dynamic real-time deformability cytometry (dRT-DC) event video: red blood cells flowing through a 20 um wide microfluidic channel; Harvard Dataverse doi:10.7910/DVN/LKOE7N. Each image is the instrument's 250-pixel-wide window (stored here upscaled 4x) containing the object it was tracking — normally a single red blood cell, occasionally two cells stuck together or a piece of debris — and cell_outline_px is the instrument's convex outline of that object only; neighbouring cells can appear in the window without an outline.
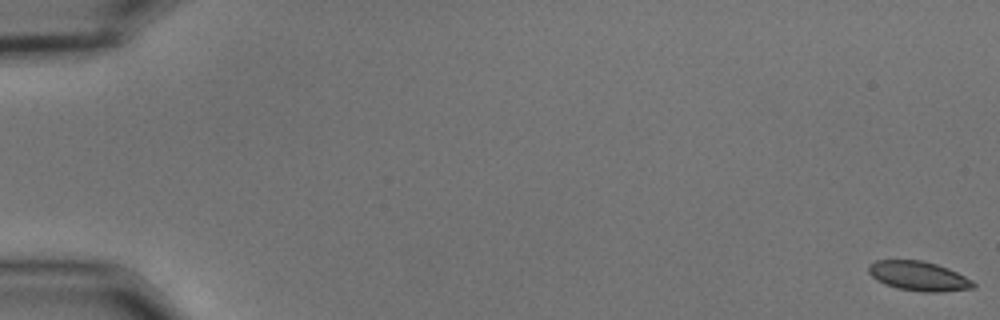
{"species": "common noctule bat (a hibernating species)", "species_latin": "Nyctalus noctula", "temperature_condition": "cold", "stored_images_in_passage": 58, "camera_frame_rate_fps": 3000, "um_per_image_px": 0.085, "animal": {"sex": "male", "body_mass_g": 15.6}, "frame": {"image": 1, "passage_image": 1, "time_ms": 0.0, "image_size_px": [1000, 320], "cell_outline_px": [[976, 284], [972, 288], [944, 292], [920, 292], [896, 288], [884, 284], [876, 280], [868, 272], [868, 264], [876, 260], [920, 260], [936, 264], [948, 268], [972, 280]], "centroid_in_image_um": [78.05, 23.47], "position_along_channel_um": 6.9, "area_um2": 18.09}}
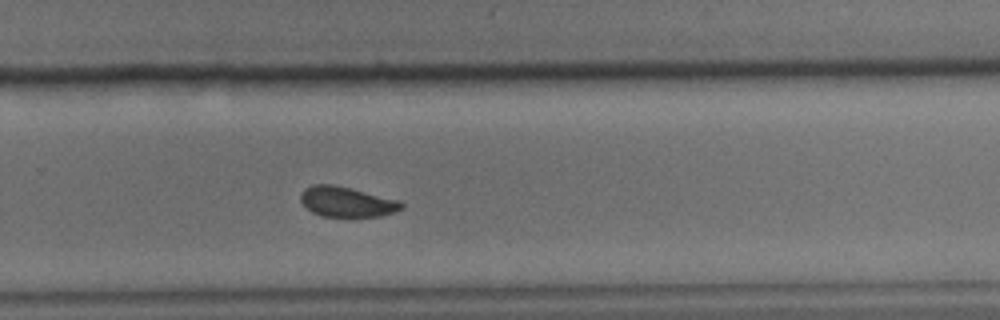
{"frame": {"image": 2, "passage_image": 39, "time_ms": 12.667, "image_size_px": [1000, 320], "cell_outline_px": [[404, 208], [396, 212], [380, 216], [324, 216], [312, 212], [300, 200], [300, 192], [304, 188], [312, 184], [332, 184], [352, 188], [396, 200], [404, 204]], "centroid_in_image_um": [29.45, 17.14], "position_along_channel_um": 300.3, "area_um2": 17.63}}
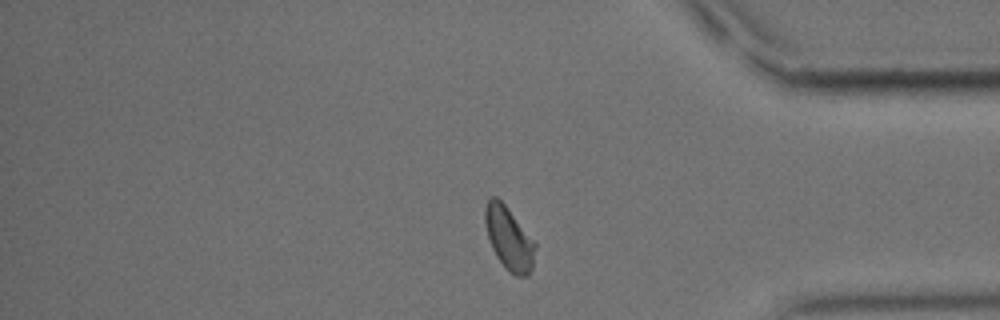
{"frame": {"image": 3, "passage_image": 48, "time_ms": 15.667, "image_size_px": [1000, 320], "cell_outline_px": [[536, 244], [532, 268], [528, 276], [516, 276], [508, 272], [496, 256], [492, 248], [488, 236], [484, 220], [484, 208], [488, 196], [496, 196], [504, 204]], "centroid_in_image_um": [43.23, 20.27], "position_along_channel_um": 392.0, "area_um2": 18.26}, "authors_computed_cell_mechanics": {"area_um2": 18.3804, "velocity_mm_per_s": 3.6259, "shape_relaxation_time_tau1_ms": 3.1729, "shape_relaxation_time_tau2_ms": 1.9047, "deformation_change_tau1": 0.1006, "deformation_change_tau2": 0.0696}}